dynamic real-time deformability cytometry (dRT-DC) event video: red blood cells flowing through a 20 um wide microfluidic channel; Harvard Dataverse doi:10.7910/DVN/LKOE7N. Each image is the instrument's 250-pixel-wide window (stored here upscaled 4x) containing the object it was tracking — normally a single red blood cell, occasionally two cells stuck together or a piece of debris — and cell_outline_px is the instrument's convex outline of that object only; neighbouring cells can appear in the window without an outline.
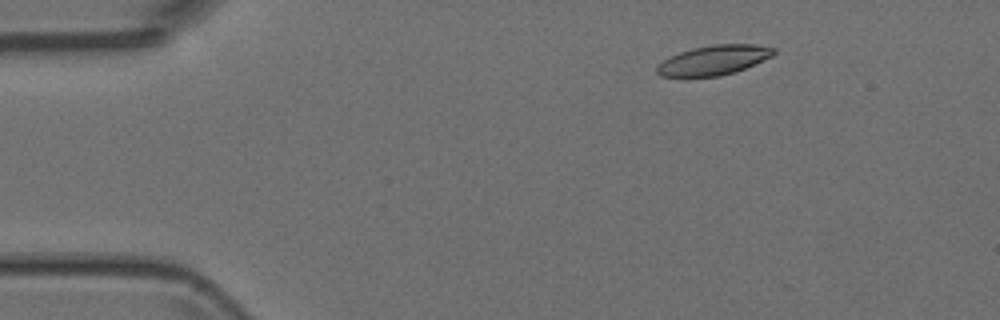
{"species": "Egyptian fruit bat (a non-hibernating species)", "species_latin": "Rousettus aegyptiacus", "temperature_condition": "room temperature", "stored_images_in_passage": 4, "camera_frame_rate_fps": 3000, "um_per_image_px": 0.085, "animal": {"sex": "female"}, "frame": {"image": 1, "passage_image": 2, "time_ms": 0.333, "image_size_px": [1000, 320], "cell_outline_px": [[776, 52], [772, 56], [744, 68], [720, 76], [660, 76], [656, 72], [656, 68], [664, 60], [680, 52], [692, 48], [712, 44], [756, 44], [776, 48]], "centroid_in_image_um": [60.69, 5.09], "position_along_channel_um": 24.3, "area_um2": 19.88}}